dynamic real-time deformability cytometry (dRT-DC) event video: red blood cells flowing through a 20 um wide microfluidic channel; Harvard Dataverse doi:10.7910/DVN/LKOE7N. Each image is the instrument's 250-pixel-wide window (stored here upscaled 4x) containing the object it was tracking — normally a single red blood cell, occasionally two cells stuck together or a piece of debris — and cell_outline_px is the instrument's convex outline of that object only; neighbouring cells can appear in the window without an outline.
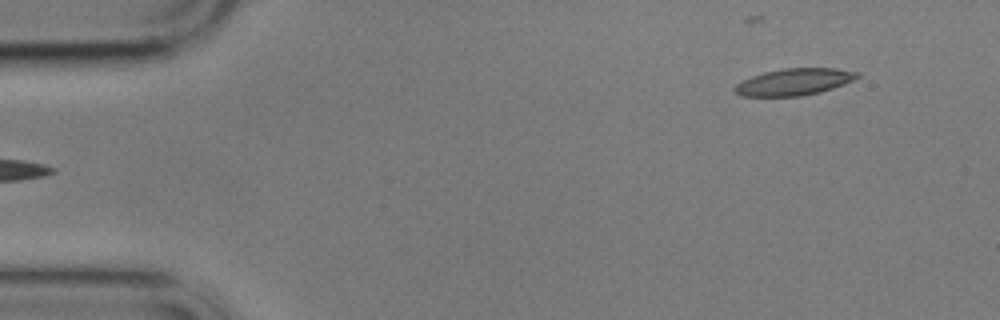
{"species": "common noctule bat (a hibernating species)", "species_latin": "Nyctalus noctula", "temperature_condition": "cold", "stored_images_in_passage": 5, "segment_of_instrument_passage": [2, 2], "camera_frame_rate_fps": 3000, "um_per_image_px": 0.085, "animal": {"sex": "male", "body_mass_g": 17.9}, "frame": {"image": 1, "passage_image": 5, "time_ms": 4.333, "image_size_px": [1000, 320], "cell_outline_px": [[860, 76], [844, 84], [820, 92], [800, 96], [740, 96], [732, 88], [736, 84], [752, 76], [764, 72], [784, 68], [836, 68], [860, 72]], "centroid_in_image_um": [67.51, 6.95], "position_along_channel_um": 17.5, "area_um2": 19.07}}